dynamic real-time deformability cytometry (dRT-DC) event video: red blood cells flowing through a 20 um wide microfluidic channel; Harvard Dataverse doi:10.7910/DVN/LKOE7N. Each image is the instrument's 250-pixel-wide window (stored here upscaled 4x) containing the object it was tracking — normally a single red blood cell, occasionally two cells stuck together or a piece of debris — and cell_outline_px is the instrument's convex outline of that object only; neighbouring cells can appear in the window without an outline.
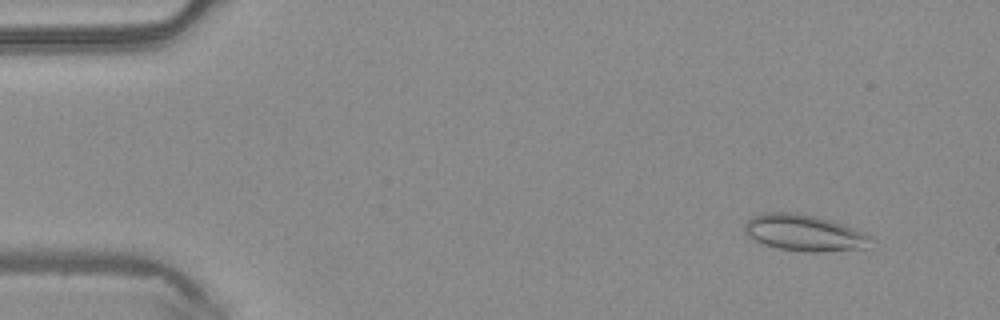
{"species": "common noctule bat (a hibernating species)", "species_latin": "Nyctalus noctula", "temperature_condition": "warm", "stored_images_in_passage": 50, "camera_frame_rate_fps": 3000, "um_per_image_px": 0.085, "animal": {"sex": "male", "body_mass_g": 20.4}, "frame": {"image": 1, "passage_image": 5, "time_ms": 1.333, "image_size_px": [1000, 320], "cell_outline_px": [[872, 236], [864, 248], [820, 252], [804, 252], [776, 248], [764, 244], [748, 236], [744, 232], [744, 224], [752, 216], [764, 212], [788, 212], [812, 216], [828, 220], [864, 232]], "centroid_in_image_um": [68.29, 19.8], "position_along_channel_um": 16.7, "area_um2": 26.36}}
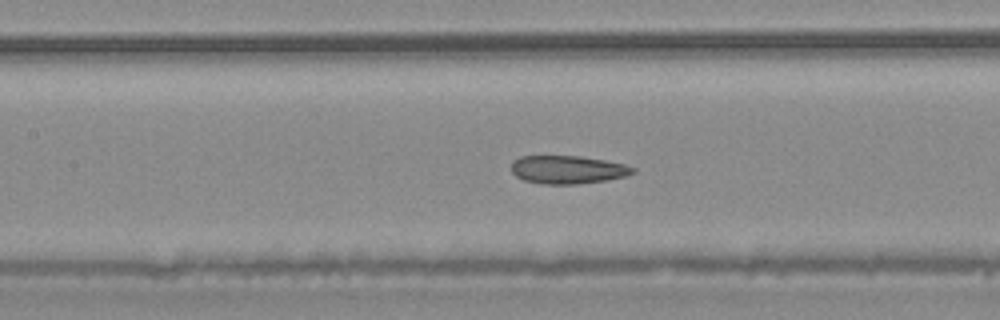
{"frame": {"image": 2, "passage_image": 23, "time_ms": 7.333, "image_size_px": [1000, 320], "cell_outline_px": [[636, 172], [628, 176], [608, 180], [576, 184], [540, 184], [524, 180], [516, 176], [512, 172], [512, 160], [520, 156], [580, 156], [604, 160], [624, 164], [636, 168]], "centroid_in_image_um": [48.27, 14.42], "position_along_channel_um": 159.1, "area_um2": 20.11}}
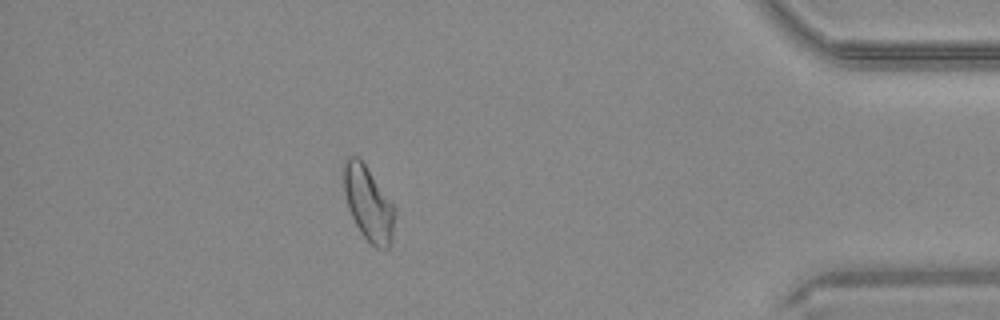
{"frame": {"image": 3, "passage_image": 44, "time_ms": 14.333, "image_size_px": [1000, 320], "cell_outline_px": [[396, 216], [392, 240], [388, 248], [376, 248], [360, 232], [348, 208], [344, 192], [344, 160], [348, 156], [356, 156], [364, 164], [396, 208]], "centroid_in_image_um": [31.33, 17.33], "position_along_channel_um": 403.9, "area_um2": 21.91}, "authors_computed_cell_mechanics": {"area_um2": 21.9062, "velocity_mm_per_s": 4.1305, "shape_relaxation_time_tau1_ms": null, "shape_relaxation_time_tau2_ms": 2.9453, "deformation_change_tau1": null, "deformation_change_tau2": 0.101}}